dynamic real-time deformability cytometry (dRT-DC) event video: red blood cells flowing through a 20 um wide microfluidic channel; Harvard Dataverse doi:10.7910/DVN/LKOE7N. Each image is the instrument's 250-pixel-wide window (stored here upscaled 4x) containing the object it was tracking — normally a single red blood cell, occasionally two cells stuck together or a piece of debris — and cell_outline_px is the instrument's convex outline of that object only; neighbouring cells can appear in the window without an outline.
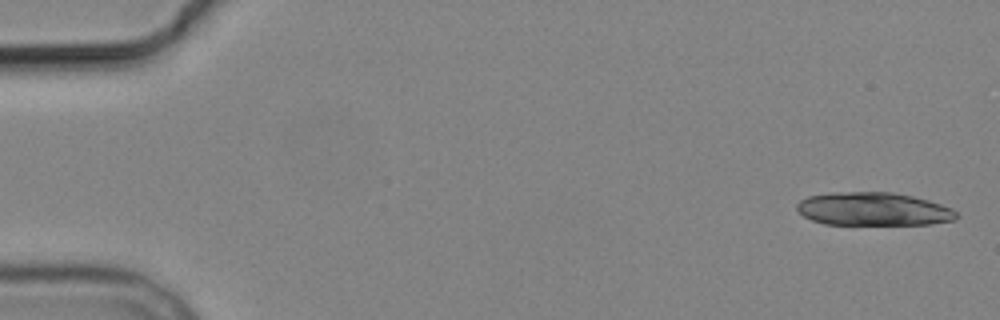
{"species": "common noctule bat (a hibernating species)", "species_latin": "Nyctalus noctula", "temperature_condition": "cold", "stored_images_in_passage": 5, "camera_frame_rate_fps": 3000, "um_per_image_px": 0.085, "animal": {"sex": "male", "body_mass_g": 19.2, "forearm_length_mm": 51.8}, "frame": {"image": 1, "passage_image": 1, "time_ms": 0.0, "image_size_px": [1000, 320], "cell_outline_px": [[960, 216], [956, 220], [932, 224], [824, 224], [812, 220], [804, 216], [796, 208], [796, 204], [800, 200], [808, 196], [828, 192], [892, 192], [912, 196], [928, 200], [952, 208]], "centroid_in_image_um": [74.24, 17.77], "position_along_channel_um": 10.8, "area_um2": 31.04}}